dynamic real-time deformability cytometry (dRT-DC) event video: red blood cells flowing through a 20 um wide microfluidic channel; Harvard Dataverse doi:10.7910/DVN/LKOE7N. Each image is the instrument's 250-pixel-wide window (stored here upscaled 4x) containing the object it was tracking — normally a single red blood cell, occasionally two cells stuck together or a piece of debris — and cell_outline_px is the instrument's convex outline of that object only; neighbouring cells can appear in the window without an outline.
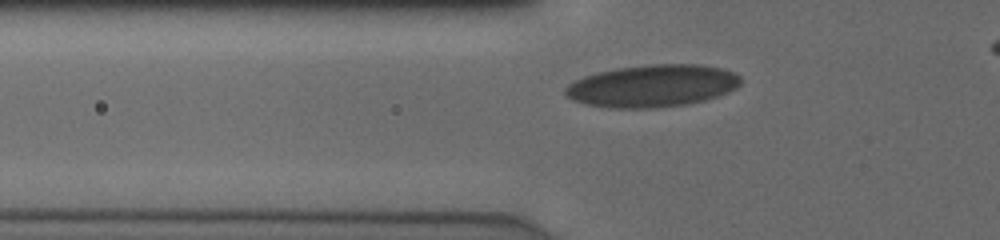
{"species": "human", "species_latin": "Homo sapiens", "temperature_condition": "cold", "stored_images_in_passage": 34, "camera_frame_rate_fps": 3000, "um_per_image_px": 0.085, "donor": {"sex": "male"}, "frame": {"image": 1, "passage_image": 7, "time_ms": 2.0, "image_size_px": [1000, 240], "cell_outline_px": [[740, 84], [736, 88], [728, 92], [704, 100], [688, 104], [656, 108], [612, 108], [588, 104], [572, 100], [564, 92], [564, 88], [568, 84], [584, 76], [616, 68], [648, 64], [696, 64], [720, 68], [732, 72], [740, 76]], "centroid_in_image_um": [55.44, 7.3], "position_along_channel_um": 70.4, "area_um2": 43.06}}
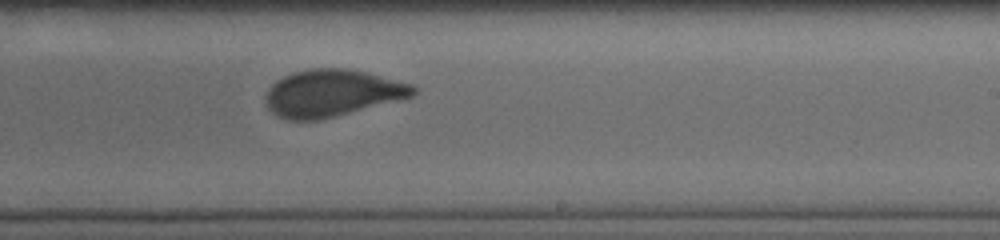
{"frame": {"image": 2, "passage_image": 22, "time_ms": 7.0, "image_size_px": [1000, 240], "cell_outline_px": [[420, 92], [412, 96], [336, 116], [320, 120], [288, 120], [276, 116], [268, 108], [264, 100], [264, 96], [268, 88], [276, 80], [292, 72], [308, 68], [348, 68], [368, 72], [416, 84], [420, 88]], "centroid_in_image_um": [28.25, 7.89], "position_along_channel_um": 260.8, "area_um2": 41.04}}
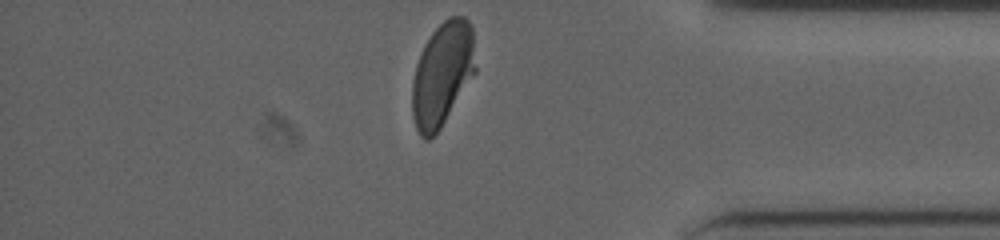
{"frame": {"image": 3, "passage_image": 34, "time_ms": 11.0, "image_size_px": [1000, 240], "cell_outline_px": [[476, 72], [440, 128], [428, 140], [424, 140], [420, 136], [416, 128], [412, 116], [412, 80], [416, 64], [424, 44], [432, 32], [448, 16], [464, 16], [472, 24], [476, 68]], "centroid_in_image_um": [37.6, 6.28], "position_along_channel_um": 397.6, "area_um2": 38.49}, "authors_computed_cell_mechanics": {"area_um2": 40.8068, "velocity_mm_per_s": 3.8613, "shape_relaxation_time_tau1_ms": 9.9453, "shape_relaxation_time_tau2_ms": null, "deformation_change_tau1": 0.2096, "deformation_change_tau2": null}}